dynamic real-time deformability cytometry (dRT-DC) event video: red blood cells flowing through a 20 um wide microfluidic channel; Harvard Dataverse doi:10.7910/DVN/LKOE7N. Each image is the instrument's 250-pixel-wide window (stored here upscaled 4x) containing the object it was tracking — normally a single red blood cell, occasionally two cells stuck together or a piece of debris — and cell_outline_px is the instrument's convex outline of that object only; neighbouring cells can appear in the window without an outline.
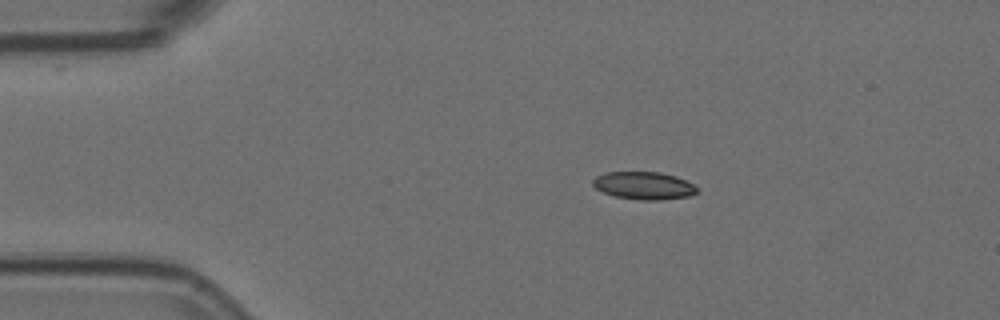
{"species": "Egyptian fruit bat (a non-hibernating species)", "species_latin": "Rousettus aegyptiacus", "temperature_condition": "room temperature", "stored_images_in_passage": 2, "camera_frame_rate_fps": 3000, "um_per_image_px": 0.085, "animal": {"sex": "female"}, "frame": {"image": 1, "passage_image": 1, "time_ms": 0.0, "image_size_px": [1000, 320], "cell_outline_px": [[696, 192], [688, 196], [660, 200], [640, 200], [616, 196], [604, 192], [596, 188], [592, 184], [592, 180], [596, 176], [604, 172], [660, 172], [676, 176], [692, 184], [696, 188]], "centroid_in_image_um": [54.69, 15.76], "position_along_channel_um": 30.3, "area_um2": 16.59}}